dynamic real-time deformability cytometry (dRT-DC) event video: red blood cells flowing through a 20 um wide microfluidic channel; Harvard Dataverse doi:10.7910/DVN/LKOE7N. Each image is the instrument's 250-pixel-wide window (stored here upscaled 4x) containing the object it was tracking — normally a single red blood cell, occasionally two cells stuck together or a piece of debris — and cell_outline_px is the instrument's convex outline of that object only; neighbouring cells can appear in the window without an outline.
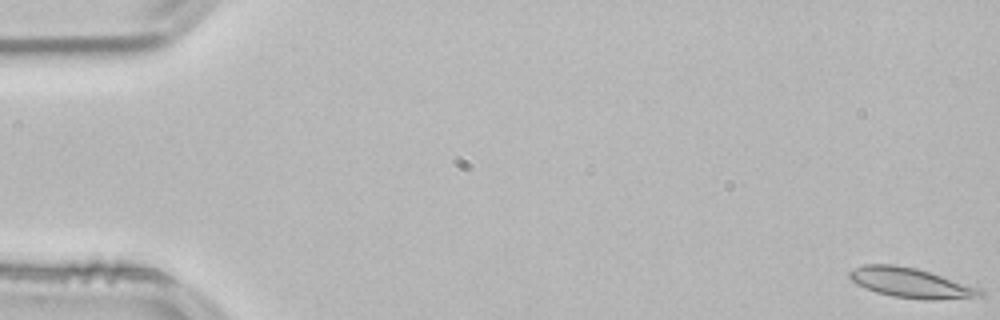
{"species": "common noctule bat (a hibernating species)", "species_latin": "Nyctalus noctula", "temperature_condition": "room temperature", "stored_images_in_passage": 54, "camera_frame_rate_fps": 3000, "um_per_image_px": 0.085, "animal": {"sex": "male", "body_mass_g": 21.5, "forearm_length_mm": 52.0}, "frame": {"image": 1, "passage_image": 1, "time_ms": 0.0, "image_size_px": [1000, 320], "cell_outline_px": [[984, 296], [932, 300], [924, 300], [892, 296], [876, 292], [856, 284], [848, 276], [848, 272], [864, 264], [896, 264], [916, 268], [980, 288], [984, 292]], "centroid_in_image_um": [77.4, 24.04], "position_along_channel_um": 7.6, "area_um2": 22.6}}
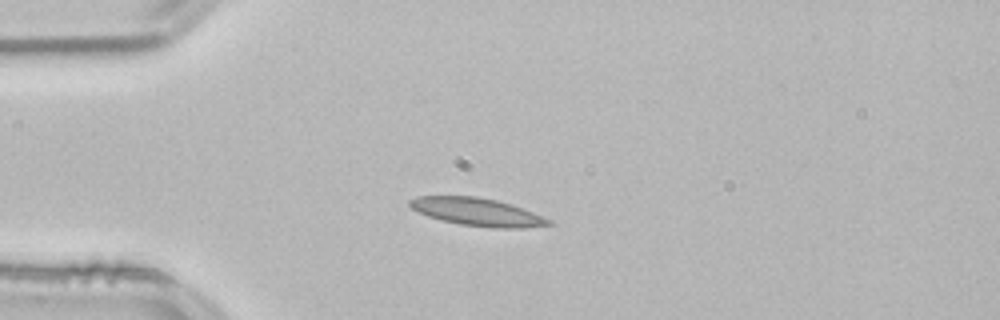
{"frame": {"image": 2, "passage_image": 14, "time_ms": 4.333, "image_size_px": [1000, 320], "cell_outline_px": [[552, 224], [524, 228], [492, 228], [460, 224], [440, 220], [428, 216], [412, 208], [408, 204], [408, 200], [416, 196], [476, 196], [496, 200], [532, 212], [552, 220]], "centroid_in_image_um": [40.53, 18.02], "position_along_channel_um": 44.5, "area_um2": 22.31}}
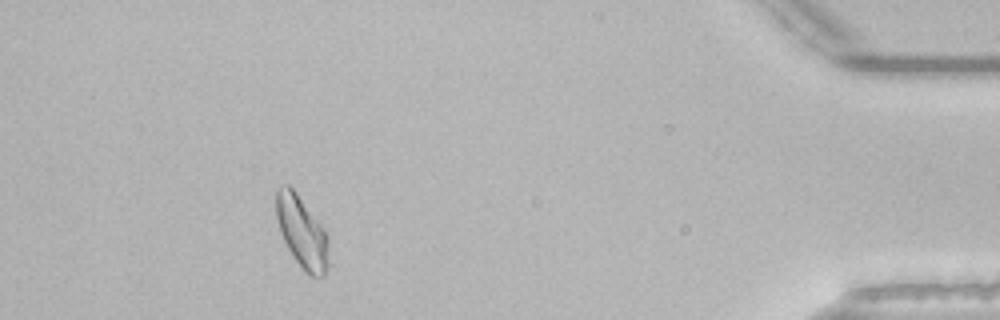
{"frame": {"image": 3, "passage_image": 49, "time_ms": 16.0, "image_size_px": [1000, 320], "cell_outline_px": [[328, 268], [324, 276], [308, 276], [304, 272], [288, 248], [280, 232], [276, 216], [276, 192], [284, 184], [288, 184], [296, 192], [324, 228], [328, 236]], "centroid_in_image_um": [25.67, 19.75], "position_along_channel_um": 409.5, "area_um2": 21.85}, "authors_computed_cell_mechanics": {"area_um2": 20.9814, "velocity_mm_per_s": 3.8031, "shape_relaxation_time_tau1_ms": 10.0186, "shape_relaxation_time_tau2_ms": 2.9507, "deformation_change_tau1": 0.1946, "deformation_change_tau2": 0.0952}}